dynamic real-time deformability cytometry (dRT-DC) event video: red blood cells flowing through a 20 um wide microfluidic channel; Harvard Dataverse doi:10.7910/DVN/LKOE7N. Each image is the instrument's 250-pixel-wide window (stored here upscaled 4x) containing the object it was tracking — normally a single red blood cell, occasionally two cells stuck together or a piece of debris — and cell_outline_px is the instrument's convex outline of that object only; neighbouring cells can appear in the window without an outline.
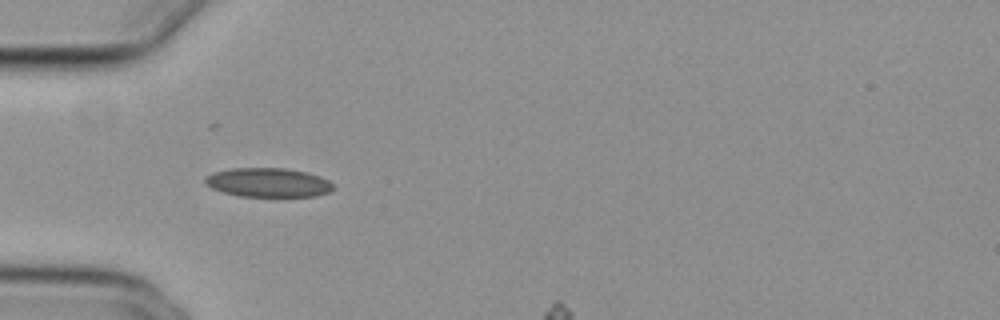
{"species": "common noctule bat (a hibernating species)", "species_latin": "Nyctalus noctula", "temperature_condition": "cold", "stored_images_in_passage": 3, "camera_frame_rate_fps": 3000, "um_per_image_px": 0.085, "animal": {"sex": "female", "body_mass_g": 29.2, "forearm_length_mm": 56.3}, "frame": {"image": 1, "passage_image": 1, "time_ms": 0.0, "image_size_px": [1000, 320], "cell_outline_px": [[332, 188], [328, 192], [316, 196], [240, 196], [224, 192], [212, 188], [204, 184], [204, 176], [212, 172], [232, 168], [284, 168], [304, 172], [320, 176], [328, 180], [332, 184]], "centroid_in_image_um": [22.73, 15.5], "position_along_channel_um": 62.3, "area_um2": 21.62}}